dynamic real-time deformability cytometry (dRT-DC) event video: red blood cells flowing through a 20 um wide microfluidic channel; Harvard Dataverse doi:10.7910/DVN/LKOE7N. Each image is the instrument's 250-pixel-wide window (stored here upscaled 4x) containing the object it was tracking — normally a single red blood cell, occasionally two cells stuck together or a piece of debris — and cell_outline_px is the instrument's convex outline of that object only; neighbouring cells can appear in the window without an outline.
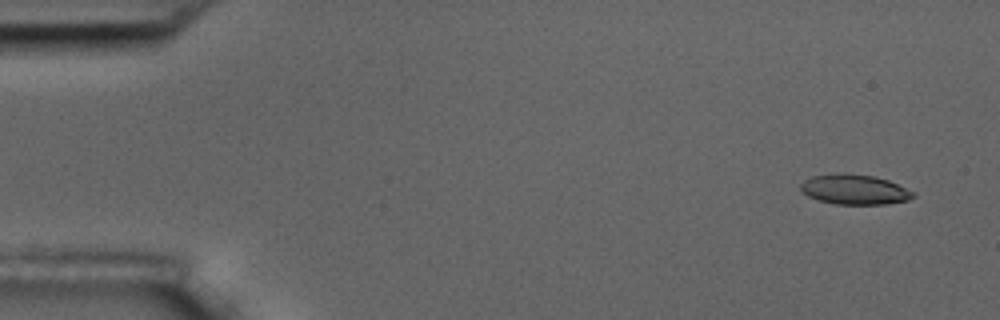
{"species": "common noctule bat (a hibernating species)", "species_latin": "Nyctalus noctula", "temperature_condition": "room temperature", "stored_images_in_passage": 5, "camera_frame_rate_fps": 3000, "um_per_image_px": 0.085, "animal": {"sex": "male", "body_mass_g": 17.5, "forearm_length_mm": 52.3}, "frame": {"image": 1, "passage_image": 1, "time_ms": 0.0, "image_size_px": [1000, 320], "cell_outline_px": [[916, 196], [908, 200], [884, 204], [832, 204], [808, 196], [800, 188], [800, 184], [804, 180], [812, 176], [836, 172], [844, 172], [872, 176], [888, 180], [916, 192]], "centroid_in_image_um": [72.64, 16.09], "position_along_channel_um": 12.4, "area_um2": 19.83}}
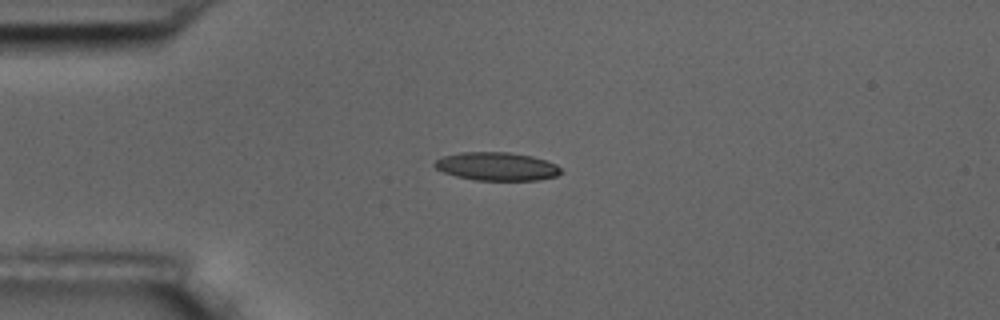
{"frame": {"image": 2, "passage_image": 4, "time_ms": 3.667, "image_size_px": [1000, 320], "cell_outline_px": [[564, 172], [556, 176], [536, 180], [476, 180], [456, 176], [444, 172], [436, 168], [432, 164], [436, 160], [444, 156], [460, 152], [508, 152], [532, 156], [556, 164]], "centroid_in_image_um": [42.23, 14.14], "position_along_channel_um": 42.8, "area_um2": 20.75}}